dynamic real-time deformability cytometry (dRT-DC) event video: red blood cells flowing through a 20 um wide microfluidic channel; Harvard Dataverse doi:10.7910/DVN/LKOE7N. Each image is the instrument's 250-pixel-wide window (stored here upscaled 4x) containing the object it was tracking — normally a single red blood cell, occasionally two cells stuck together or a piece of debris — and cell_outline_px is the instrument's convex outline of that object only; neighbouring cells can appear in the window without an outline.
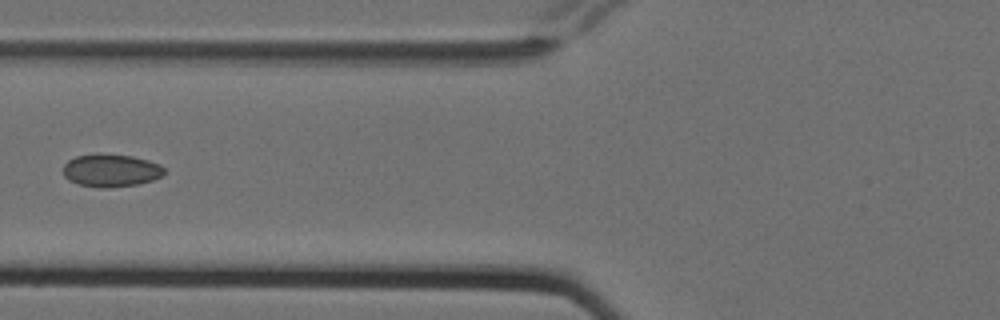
{"species": "Egyptian fruit bat (a non-hibernating species)", "species_latin": "Rousettus aegyptiacus", "temperature_condition": "cold", "stored_images_in_passage": 16, "segment_of_instrument_passage": [1, 2], "camera_frame_rate_fps": 3000, "um_per_image_px": 0.085, "animal": {"sex": "female"}, "frame": {"image": 1, "passage_image": 6, "time_ms": 1.667, "image_size_px": [1000, 320], "cell_outline_px": [[164, 176], [152, 180], [136, 184], [108, 188], [100, 188], [80, 184], [68, 180], [64, 176], [64, 164], [68, 160], [76, 156], [96, 152], [132, 156], [148, 160], [160, 164], [164, 168]], "centroid_in_image_um": [9.43, 14.47], "position_along_channel_um": 116.4, "area_um2": 19.54}}
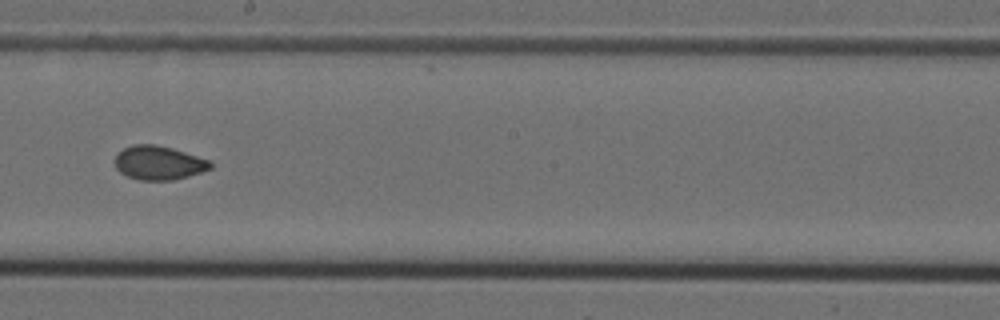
{"frame": {"image": 2, "passage_image": 9, "time_ms": 2.667, "image_size_px": [1000, 320], "cell_outline_px": [[212, 168], [188, 176], [172, 180], [140, 180], [128, 176], [120, 172], [116, 168], [116, 156], [124, 148], [132, 144], [156, 144], [172, 148], [208, 160], [212, 164]], "centroid_in_image_um": [13.48, 13.84], "position_along_channel_um": 234.7, "area_um2": 18.61}}
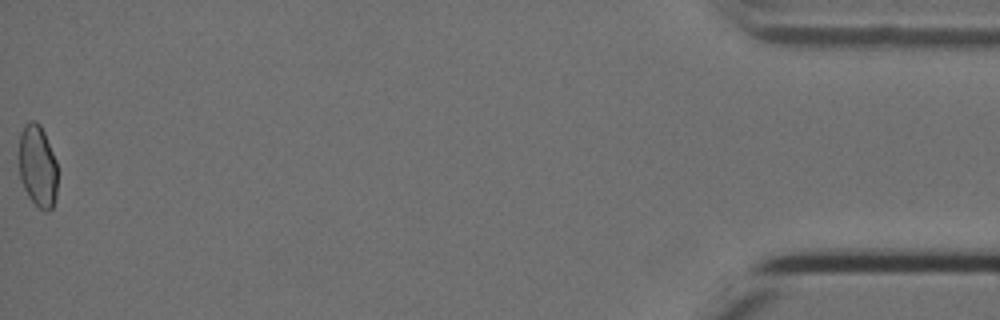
{"frame": {"image": 3, "passage_image": 15, "time_ms": 4.667, "image_size_px": [1000, 320], "cell_outline_px": [[56, 196], [52, 208], [48, 212], [44, 212], [28, 196], [20, 180], [20, 132], [24, 124], [28, 120], [36, 120], [40, 124], [44, 132], [56, 160]], "centroid_in_image_um": [3.2, 14.1], "position_along_channel_um": 432.0, "area_um2": 18.44}}